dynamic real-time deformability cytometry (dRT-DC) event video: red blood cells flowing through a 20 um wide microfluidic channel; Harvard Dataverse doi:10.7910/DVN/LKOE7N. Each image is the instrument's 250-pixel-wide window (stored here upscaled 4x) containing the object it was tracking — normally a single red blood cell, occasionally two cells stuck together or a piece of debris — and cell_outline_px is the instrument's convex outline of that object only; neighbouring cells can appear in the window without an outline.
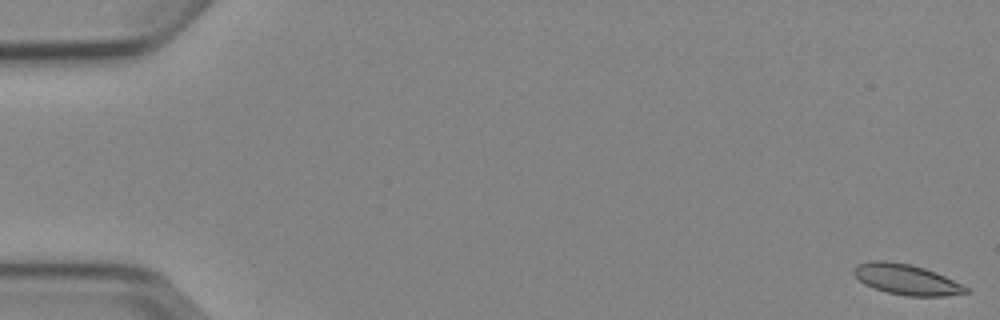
{"species": "Egyptian fruit bat (a non-hibernating species)", "species_latin": "Rousettus aegyptiacus", "temperature_condition": "cold", "stored_images_in_passage": 5, "camera_frame_rate_fps": 3000, "um_per_image_px": 0.085, "animal": {"sex": "female"}, "frame": {"image": 1, "passage_image": 1, "time_ms": 0.0, "image_size_px": [1000, 320], "cell_outline_px": [[968, 292], [944, 296], [908, 296], [888, 292], [872, 288], [864, 284], [852, 272], [852, 268], [856, 264], [872, 260], [884, 260], [912, 264], [936, 272], [968, 288]], "centroid_in_image_um": [76.98, 23.74], "position_along_channel_um": 8.0, "area_um2": 19.88}}
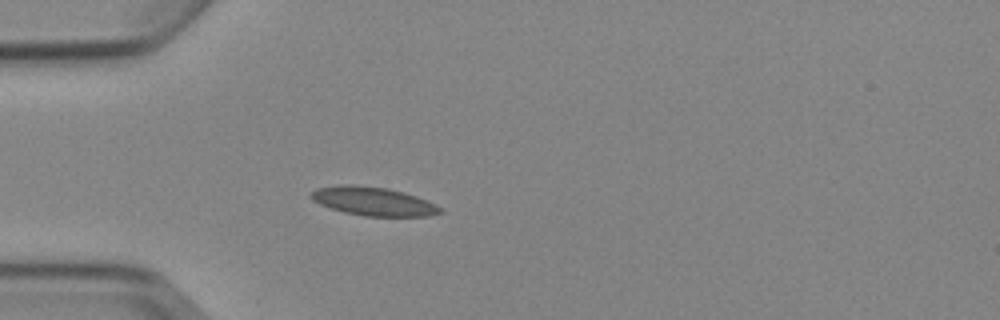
{"frame": {"image": 2, "passage_image": 5, "time_ms": 5.0, "image_size_px": [1000, 320], "cell_outline_px": [[444, 212], [428, 216], [364, 216], [344, 212], [320, 204], [312, 200], [308, 196], [316, 188], [340, 184], [352, 184], [388, 188], [404, 192], [416, 196], [440, 208]], "centroid_in_image_um": [31.67, 17.1], "position_along_channel_um": 53.3, "area_um2": 21.44}}